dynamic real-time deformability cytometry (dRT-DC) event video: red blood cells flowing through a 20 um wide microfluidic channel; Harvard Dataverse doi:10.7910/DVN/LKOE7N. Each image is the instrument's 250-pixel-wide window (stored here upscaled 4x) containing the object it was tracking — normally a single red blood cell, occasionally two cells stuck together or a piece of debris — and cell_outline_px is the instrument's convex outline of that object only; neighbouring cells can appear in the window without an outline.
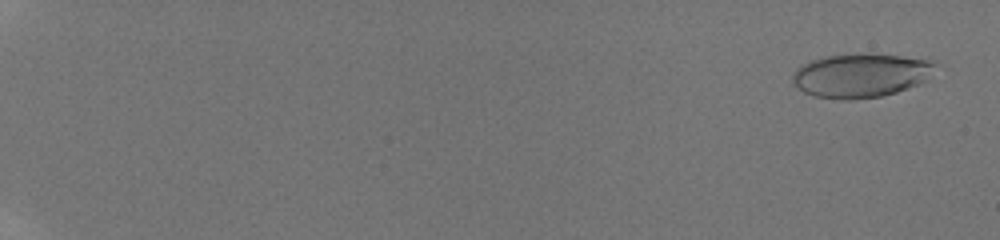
{"species": "human", "species_latin": "Homo sapiens", "temperature_condition": "room temperature", "stored_images_in_passage": 81, "camera_frame_rate_fps": 3000, "um_per_image_px": 0.085, "donor": {"sex": "male"}, "frame": {"image": 1, "passage_image": 5, "time_ms": 0.667, "image_size_px": [1000, 240], "cell_outline_px": [[936, 64], [924, 80], [908, 88], [896, 92], [880, 96], [852, 100], [844, 100], [816, 96], [804, 92], [796, 88], [792, 84], [792, 72], [796, 68], [808, 60], [824, 56], [848, 52], [868, 52], [900, 56], [928, 60]], "centroid_in_image_um": [73.05, 6.38], "position_along_channel_um": 12.0, "area_um2": 36.93}}
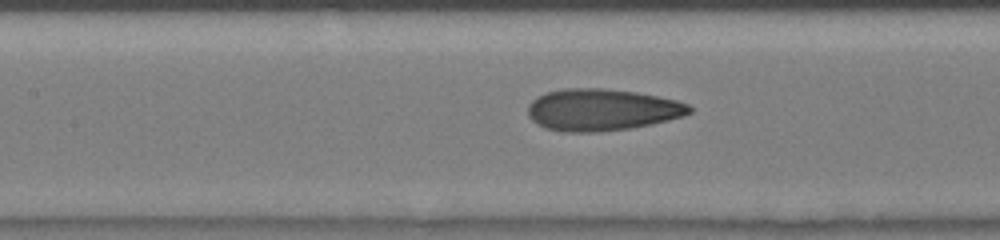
{"frame": {"image": 2, "passage_image": 40, "time_ms": 9.667, "image_size_px": [1000, 240], "cell_outline_px": [[692, 112], [668, 120], [632, 128], [600, 132], [564, 132], [544, 128], [536, 124], [528, 116], [528, 104], [536, 96], [548, 92], [564, 88], [604, 88], [636, 92], [676, 100], [688, 104], [692, 108]], "centroid_in_image_um": [51.11, 9.33], "position_along_channel_um": 156.3, "area_um2": 39.54}}
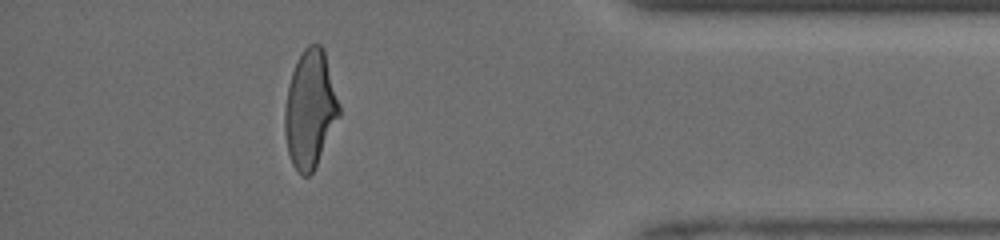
{"frame": {"image": 3, "passage_image": 73, "time_ms": 16.333, "image_size_px": [1000, 240], "cell_outline_px": [[340, 116], [312, 172], [308, 176], [300, 176], [292, 164], [288, 152], [284, 132], [284, 112], [288, 84], [292, 72], [304, 48], [308, 44], [320, 44], [324, 48], [340, 108]], "centroid_in_image_um": [26.34, 9.28], "position_along_channel_um": 408.9, "area_um2": 37.05}, "authors_computed_cell_mechanics": {"area_um2": 37.1076, "velocity_mm_per_s": 4.1616, "shape_relaxation_time_tau1_ms": 6.5994, "shape_relaxation_time_tau2_ms": 0.9293, "deformation_change_tau1": 0.2121, "deformation_change_tau2": 0.0755}}